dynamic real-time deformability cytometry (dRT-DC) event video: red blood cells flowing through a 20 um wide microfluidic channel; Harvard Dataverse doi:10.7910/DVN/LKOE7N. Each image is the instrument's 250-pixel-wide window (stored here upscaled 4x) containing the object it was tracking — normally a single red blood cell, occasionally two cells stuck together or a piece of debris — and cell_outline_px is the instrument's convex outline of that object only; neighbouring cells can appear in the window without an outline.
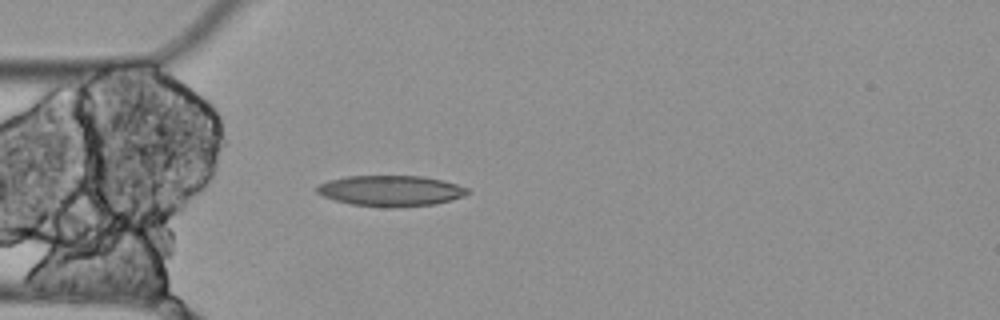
{"species": "Egyptian fruit bat (a non-hibernating species)", "species_latin": "Rousettus aegyptiacus", "temperature_condition": "cold", "stored_images_in_passage": 2, "camera_frame_rate_fps": 3000, "um_per_image_px": 0.085, "animal": {"sex": "female"}, "frame": {"image": 1, "passage_image": 2, "time_ms": 0.333, "image_size_px": [1000, 320], "cell_outline_px": [[468, 192], [464, 196], [436, 204], [392, 208], [352, 204], [336, 200], [324, 196], [316, 192], [316, 188], [320, 184], [328, 180], [348, 176], [420, 176], [444, 180], [468, 188]], "centroid_in_image_um": [33.23, 16.22], "position_along_channel_um": 51.8, "area_um2": 26.88}}